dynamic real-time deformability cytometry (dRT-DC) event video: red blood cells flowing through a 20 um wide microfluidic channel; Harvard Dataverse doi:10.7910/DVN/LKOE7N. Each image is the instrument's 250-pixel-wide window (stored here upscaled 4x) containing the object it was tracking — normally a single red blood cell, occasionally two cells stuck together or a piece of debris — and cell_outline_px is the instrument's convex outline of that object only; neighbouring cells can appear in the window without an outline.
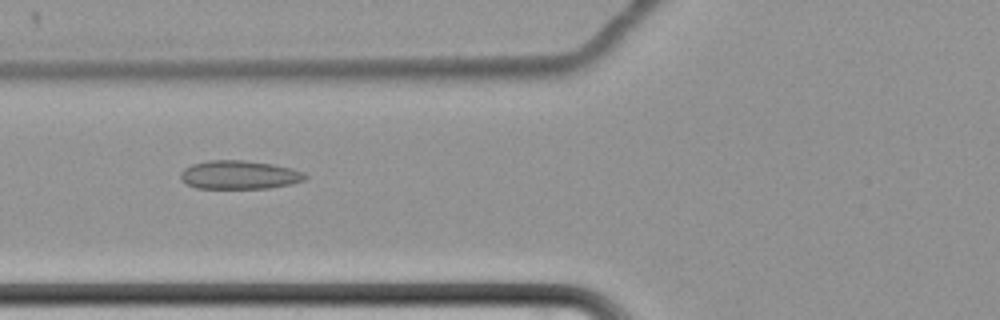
{"species": "common noctule bat (a hibernating species)", "species_latin": "Nyctalus noctula", "temperature_condition": "cold", "stored_images_in_passage": 54, "camera_frame_rate_fps": 3000, "um_per_image_px": 0.085, "animal": {"sex": "female", "body_mass_g": 22.7, "forearm_length_mm": 54.2}, "frame": {"image": 1, "passage_image": 18, "time_ms": 5.667, "image_size_px": [1000, 320], "cell_outline_px": [[308, 176], [304, 180], [292, 184], [268, 188], [196, 188], [180, 180], [180, 172], [184, 168], [192, 164], [208, 160], [244, 160], [272, 164], [292, 168], [304, 172]], "centroid_in_image_um": [20.34, 14.86], "position_along_channel_um": 105.5, "area_um2": 20.87}}
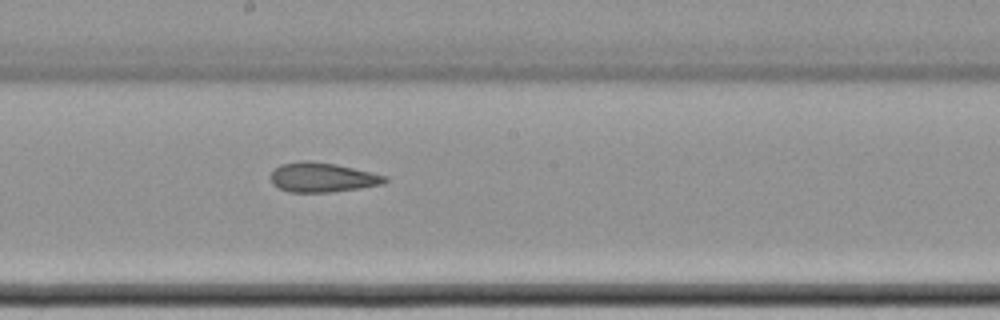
{"frame": {"image": 2, "passage_image": 28, "time_ms": 9.0, "image_size_px": [1000, 320], "cell_outline_px": [[388, 180], [384, 184], [360, 188], [328, 192], [288, 192], [272, 184], [272, 172], [280, 164], [300, 160], [308, 160], [336, 164], [388, 176]], "centroid_in_image_um": [27.42, 15.07], "position_along_channel_um": 220.8, "area_um2": 19.65}}
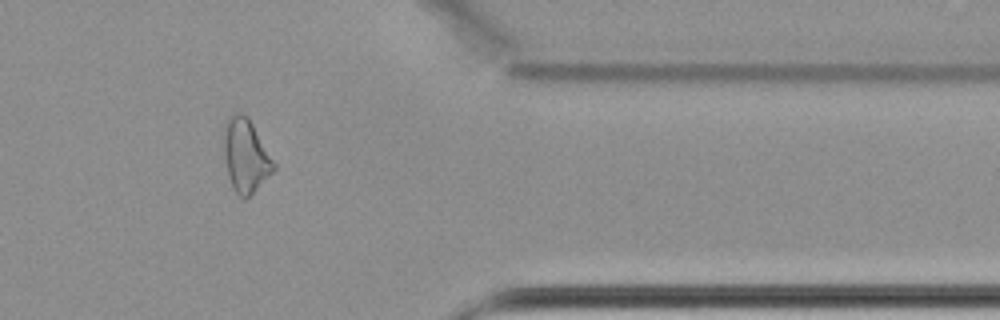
{"frame": {"image": 3, "passage_image": 44, "time_ms": 14.333, "image_size_px": [1000, 320], "cell_outline_px": [[276, 168], [244, 200], [232, 188], [228, 176], [224, 156], [224, 124], [228, 116], [236, 112], [240, 112], [248, 116], [276, 164]], "centroid_in_image_um": [20.86, 13.19], "position_along_channel_um": 390.5, "area_um2": 21.21}, "authors_computed_cell_mechanics": {"area_um2": 21.2126, "velocity_mm_per_s": 3.455, "shape_relaxation_time_tau1_ms": null, "shape_relaxation_time_tau2_ms": 4.2789, "deformation_change_tau1": null, "deformation_change_tau2": 0.1193}}